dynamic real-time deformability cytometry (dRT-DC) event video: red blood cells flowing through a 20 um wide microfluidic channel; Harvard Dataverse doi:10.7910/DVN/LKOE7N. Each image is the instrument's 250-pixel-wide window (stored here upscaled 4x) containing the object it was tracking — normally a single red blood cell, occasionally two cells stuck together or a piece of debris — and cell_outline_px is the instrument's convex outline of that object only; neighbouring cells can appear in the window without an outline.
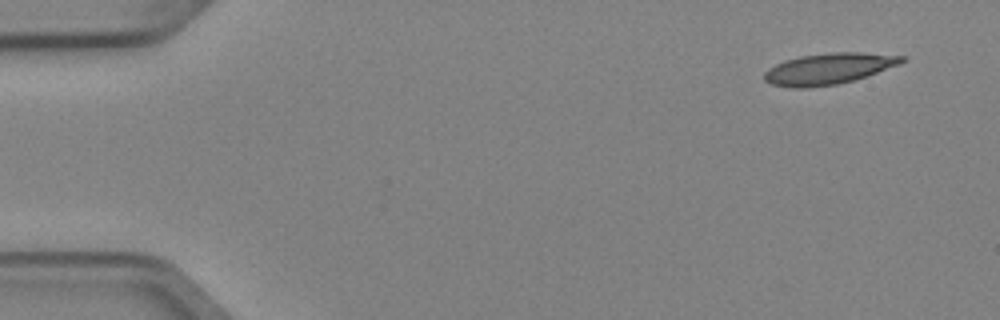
{"species": "Egyptian fruit bat (a non-hibernating species)", "species_latin": "Rousettus aegyptiacus", "temperature_condition": "cold", "stored_images_in_passage": 4, "camera_frame_rate_fps": 3000, "um_per_image_px": 0.085, "animal": {"sex": "female"}, "frame": {"image": 1, "passage_image": 1, "time_ms": 0.0, "image_size_px": [1000, 320], "cell_outline_px": [[908, 60], [900, 64], [868, 76], [856, 80], [836, 84], [808, 88], [792, 88], [772, 84], [764, 80], [764, 72], [768, 68], [784, 60], [800, 56], [832, 52], [860, 52], [908, 56]], "centroid_in_image_um": [70.48, 5.84], "position_along_channel_um": 14.5, "area_um2": 25.26}}